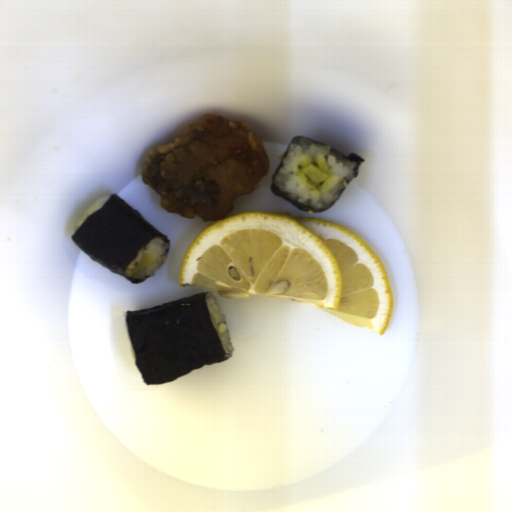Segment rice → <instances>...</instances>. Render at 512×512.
I'll use <instances>...</instances> for the list:
<instances>
[{"label":"rice","mask_w":512,"mask_h":512,"mask_svg":"<svg viewBox=\"0 0 512 512\" xmlns=\"http://www.w3.org/2000/svg\"><path fill=\"white\" fill-rule=\"evenodd\" d=\"M312 162L328 176L325 182L317 186L300 171ZM282 163L283 166L275 175L278 189L290 192L288 197L296 201L299 199L302 204L316 210L335 204L348 180L355 178L357 164L332 148L306 138L290 144Z\"/></svg>","instance_id":"652b925c"},{"label":"rice","mask_w":512,"mask_h":512,"mask_svg":"<svg viewBox=\"0 0 512 512\" xmlns=\"http://www.w3.org/2000/svg\"><path fill=\"white\" fill-rule=\"evenodd\" d=\"M168 246L169 244L167 242L164 243L163 237L161 236L144 243L137 252L135 259L129 266H127V268H132L135 264H137L145 253L152 256L153 262L150 267H146L141 270L139 278L143 281L146 280V278L154 276L156 269L160 268L163 264L162 255L165 254Z\"/></svg>","instance_id":"023b6e5f"},{"label":"rice","mask_w":512,"mask_h":512,"mask_svg":"<svg viewBox=\"0 0 512 512\" xmlns=\"http://www.w3.org/2000/svg\"><path fill=\"white\" fill-rule=\"evenodd\" d=\"M207 309L209 311L210 320L215 327L225 352L226 359L232 357L234 353L233 342H231L230 332L226 325L225 314L221 311L213 293L205 295Z\"/></svg>","instance_id":"8eca5e8b"}]
</instances>
